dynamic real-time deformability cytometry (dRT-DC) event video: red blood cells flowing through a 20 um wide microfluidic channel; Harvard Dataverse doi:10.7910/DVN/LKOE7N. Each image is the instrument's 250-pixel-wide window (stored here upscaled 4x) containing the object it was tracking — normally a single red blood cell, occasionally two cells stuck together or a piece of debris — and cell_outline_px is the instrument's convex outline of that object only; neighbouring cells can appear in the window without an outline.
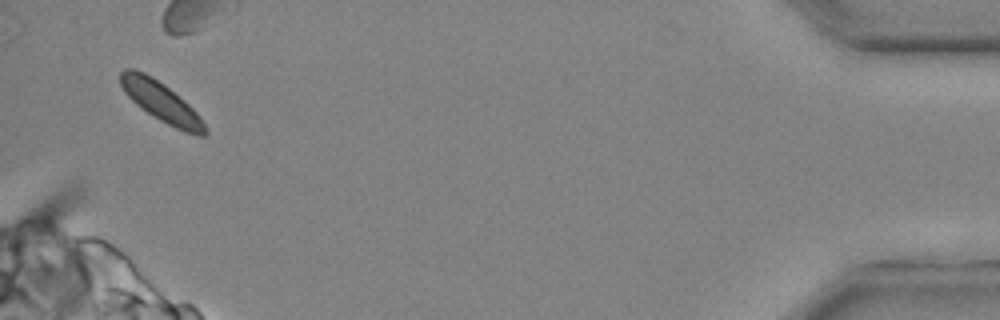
{"species": "common noctule bat (a hibernating species)", "species_latin": "Nyctalus noctula", "temperature_condition": "cold", "stored_images_in_passage": 25, "camera_frame_rate_fps": 3000, "um_per_image_px": 0.085, "animal": {"sex": "male", "body_mass_g": 20.4}, "frame": {"image": 1, "passage_image": 25, "time_ms": 8.0, "image_size_px": [1000, 320], "cell_outline_px": [[208, 136], [200, 136], [184, 132], [160, 120], [136, 104], [124, 92], [120, 84], [120, 72], [124, 68], [136, 68], [152, 76], [164, 84], [184, 100], [200, 116], [208, 132]], "centroid_in_image_um": [13.69, 8.64], "position_along_channel_um": 421.5, "area_um2": 19.54}}